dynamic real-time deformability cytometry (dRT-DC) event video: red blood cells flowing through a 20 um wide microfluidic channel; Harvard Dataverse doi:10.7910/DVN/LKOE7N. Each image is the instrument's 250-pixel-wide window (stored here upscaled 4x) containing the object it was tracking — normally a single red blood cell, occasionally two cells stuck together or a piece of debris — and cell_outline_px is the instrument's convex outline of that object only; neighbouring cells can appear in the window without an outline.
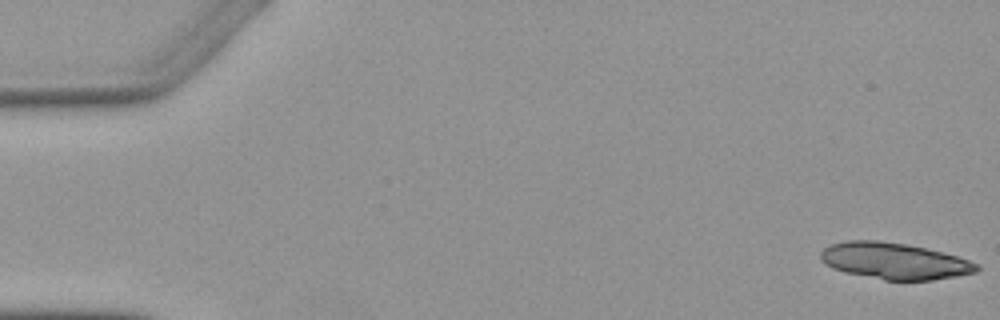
{"species": "Egyptian fruit bat (a non-hibernating species)", "species_latin": "Rousettus aegyptiacus", "temperature_condition": "warm", "stored_images_in_passage": 6, "camera_frame_rate_fps": 3000, "um_per_image_px": 0.085, "animal": {"sex": "female"}, "frame": {"image": 1, "passage_image": 1, "time_ms": 0.0, "image_size_px": [1000, 320], "cell_outline_px": [[980, 268], [976, 272], [956, 276], [932, 280], [884, 280], [844, 272], [832, 268], [824, 264], [820, 260], [820, 252], [824, 248], [832, 244], [848, 240], [880, 240], [904, 244], [944, 252], [980, 264]], "centroid_in_image_um": [76.0, 22.18], "position_along_channel_um": 9.0, "area_um2": 33.18}}
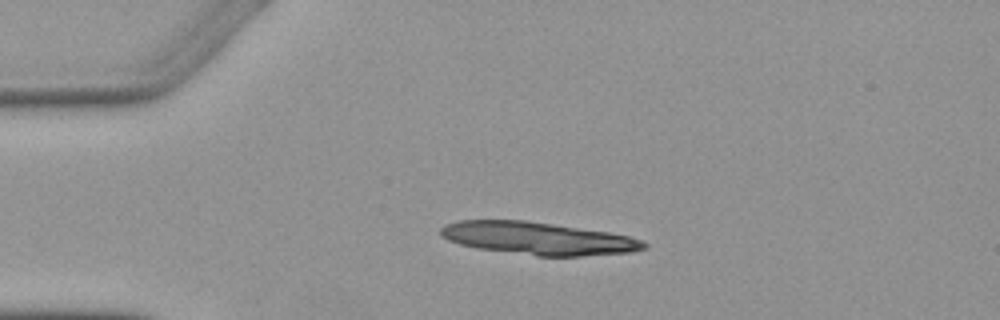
{"frame": {"image": 2, "passage_image": 4, "time_ms": 3.667, "image_size_px": [1000, 320], "cell_outline_px": [[648, 248], [632, 252], [580, 256], [536, 256], [476, 248], [460, 244], [448, 240], [440, 236], [440, 228], [444, 224], [460, 220], [528, 220], [608, 232], [628, 236], [640, 240], [648, 244]], "centroid_in_image_um": [45.71, 20.26], "position_along_channel_um": 39.3, "area_um2": 38.78}}